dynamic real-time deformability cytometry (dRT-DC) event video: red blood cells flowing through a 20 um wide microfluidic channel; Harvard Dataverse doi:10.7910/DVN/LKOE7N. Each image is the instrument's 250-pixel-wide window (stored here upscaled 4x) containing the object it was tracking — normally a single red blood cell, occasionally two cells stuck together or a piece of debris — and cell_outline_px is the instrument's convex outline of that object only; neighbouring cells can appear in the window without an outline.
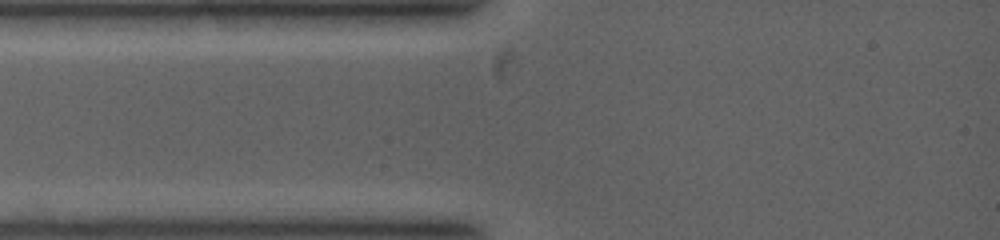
{"species": "common noctule bat (a hibernating species)", "species_latin": "Nyctalus noctula", "temperature_condition": "warm", "stored_images_in_passage": 2, "camera_frame_rate_fps": 5000, "um_per_image_px": 0.085, "animal": {"sex": "female", "body_mass_g": 19.0, "forearm_length_mm": 53.3}, "frame": {"image": 1, "passage_image": 1, "time_ms": 0.0, "image_size_px": [1000, 240], "cell_outline_px": [[544, 16], [516, 76], [500, 80], [496, 80], [492, 76], [484, 56], [496, 44], [528, 20], [540, 16]], "centroid_in_image_um": [43.53, 4.29], "position_along_channel_um": 41.5, "area_um2": 12.95}}